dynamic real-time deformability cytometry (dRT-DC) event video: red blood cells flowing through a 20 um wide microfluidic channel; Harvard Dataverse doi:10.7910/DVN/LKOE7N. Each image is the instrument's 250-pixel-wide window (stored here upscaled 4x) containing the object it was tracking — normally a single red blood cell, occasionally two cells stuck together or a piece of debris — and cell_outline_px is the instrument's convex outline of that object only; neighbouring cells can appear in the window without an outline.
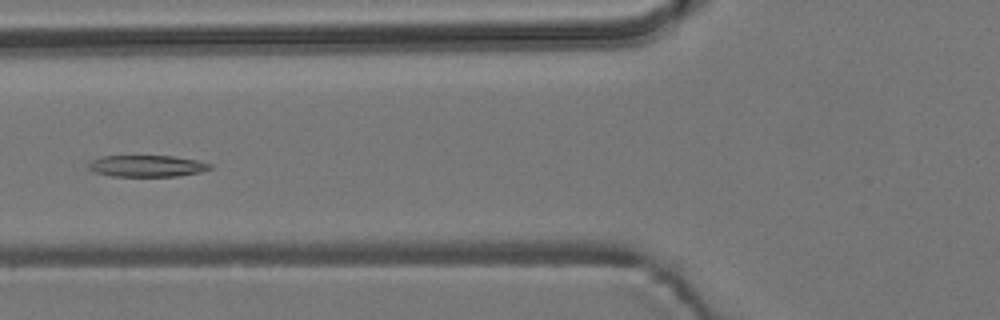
{"species": "common noctule bat (a hibernating species)", "species_latin": "Nyctalus noctula", "temperature_condition": "room temperature", "stored_images_in_passage": 5, "camera_frame_rate_fps": 3000, "um_per_image_px": 0.085, "animal": {"sex": "male", "body_mass_g": 19.2, "forearm_length_mm": 51.8}, "frame": {"image": 1, "passage_image": 5, "time_ms": 4.667, "image_size_px": [1000, 320], "cell_outline_px": [[212, 168], [200, 172], [180, 176], [112, 176], [92, 172], [88, 168], [88, 160], [100, 156], [172, 156], [196, 160], [212, 164]], "centroid_in_image_um": [12.43, 14.11], "position_along_channel_um": 113.4, "area_um2": 15.43}}